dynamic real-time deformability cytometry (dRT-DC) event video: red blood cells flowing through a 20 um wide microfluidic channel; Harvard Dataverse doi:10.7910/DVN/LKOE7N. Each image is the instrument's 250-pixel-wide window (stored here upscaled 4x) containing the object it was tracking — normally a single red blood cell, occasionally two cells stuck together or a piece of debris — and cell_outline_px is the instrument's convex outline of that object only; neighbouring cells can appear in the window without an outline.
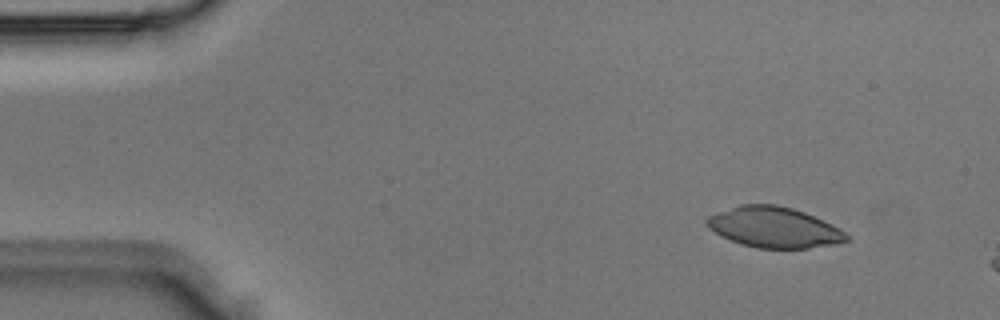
{"species": "Egyptian fruit bat (a non-hibernating species)", "species_latin": "Rousettus aegyptiacus", "temperature_condition": "room temperature", "stored_images_in_passage": 2, "camera_frame_rate_fps": 3000, "um_per_image_px": 0.085, "animal": {"sex": "male"}, "frame": {"image": 1, "passage_image": 1, "time_ms": 0.0, "image_size_px": [1000, 320], "cell_outline_px": [[852, 240], [836, 244], [808, 248], [756, 248], [740, 244], [720, 236], [708, 228], [704, 220], [708, 216], [740, 204], [776, 204], [792, 208], [804, 212], [832, 224], [840, 228], [852, 236]], "centroid_in_image_um": [65.82, 19.33], "position_along_channel_um": 19.2, "area_um2": 33.41}}